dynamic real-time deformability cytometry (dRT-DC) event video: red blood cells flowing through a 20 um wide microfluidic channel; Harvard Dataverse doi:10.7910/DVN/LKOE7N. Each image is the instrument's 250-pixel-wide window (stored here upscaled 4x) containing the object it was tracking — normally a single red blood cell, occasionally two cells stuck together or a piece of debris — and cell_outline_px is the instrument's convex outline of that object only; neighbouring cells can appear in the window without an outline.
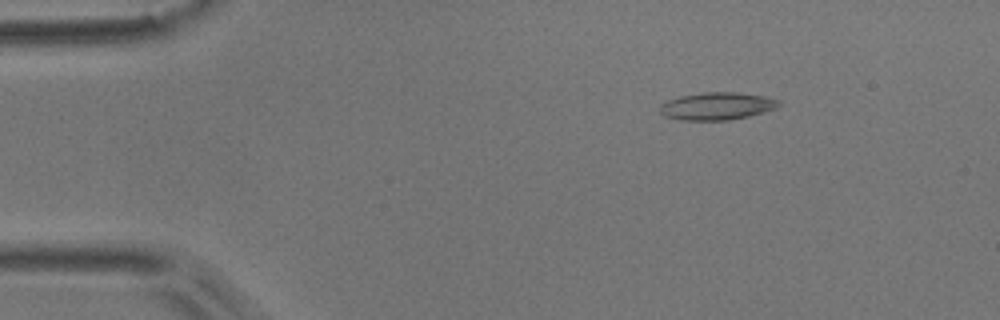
{"species": "common noctule bat (a hibernating species)", "species_latin": "Nyctalus noctula", "temperature_condition": "room temperature", "stored_images_in_passage": 3, "camera_frame_rate_fps": 3000, "um_per_image_px": 0.085, "animal": {"sex": "male", "body_mass_g": 17.9}, "frame": {"image": 1, "passage_image": 1, "time_ms": 0.0, "image_size_px": [1000, 320], "cell_outline_px": [[780, 104], [776, 108], [748, 116], [728, 120], [680, 120], [664, 116], [660, 112], [660, 104], [668, 100], [680, 96], [704, 92], [736, 92], [764, 96], [780, 100]], "centroid_in_image_um": [60.92, 9.01], "position_along_channel_um": 24.1, "area_um2": 19.02}}